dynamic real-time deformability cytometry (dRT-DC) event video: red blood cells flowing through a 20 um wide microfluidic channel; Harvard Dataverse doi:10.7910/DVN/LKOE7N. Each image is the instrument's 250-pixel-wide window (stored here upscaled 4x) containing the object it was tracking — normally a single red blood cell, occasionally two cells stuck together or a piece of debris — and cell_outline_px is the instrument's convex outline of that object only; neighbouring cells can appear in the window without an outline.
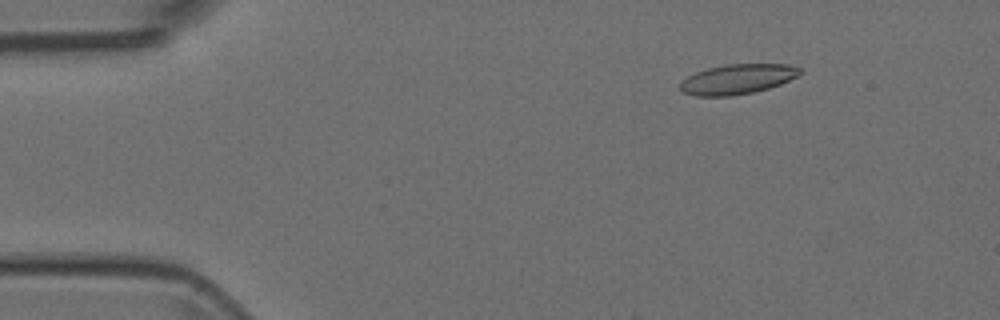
{"species": "Egyptian fruit bat (a non-hibernating species)", "species_latin": "Rousettus aegyptiacus", "temperature_condition": "room temperature", "stored_images_in_passage": 8, "camera_frame_rate_fps": 3000, "um_per_image_px": 0.085, "animal": {"sex": "female"}, "frame": {"image": 1, "passage_image": 2, "time_ms": 0.333, "image_size_px": [1000, 320], "cell_outline_px": [[804, 72], [780, 84], [768, 88], [752, 92], [732, 96], [696, 96], [684, 92], [680, 88], [680, 80], [696, 72], [708, 68], [724, 64], [788, 64], [800, 68]], "centroid_in_image_um": [62.67, 6.72], "position_along_channel_um": 22.3, "area_um2": 20.87}}
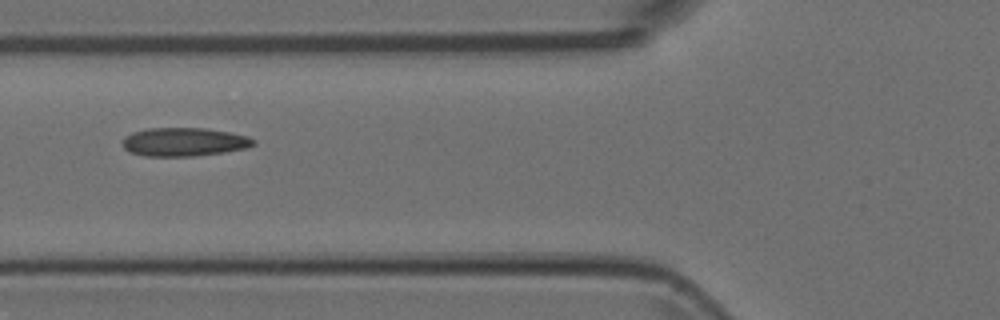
{"frame": {"image": 2, "passage_image": 5, "time_ms": 1.333, "image_size_px": [1000, 320], "cell_outline_px": [[256, 144], [244, 148], [224, 152], [192, 156], [144, 156], [128, 152], [124, 148], [120, 140], [124, 136], [132, 132], [148, 128], [204, 128], [232, 132], [248, 136], [256, 140]], "centroid_in_image_um": [15.61, 12.06], "position_along_channel_um": 110.2, "area_um2": 22.02}}
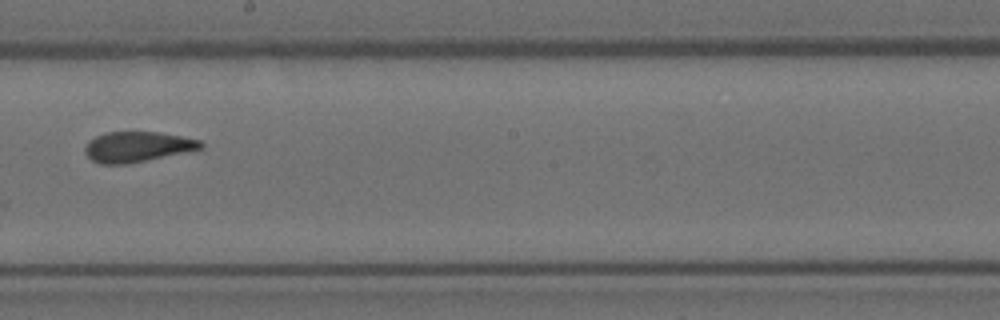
{"frame": {"image": 3, "passage_image": 8, "time_ms": 2.333, "image_size_px": [1000, 320], "cell_outline_px": [[204, 144], [200, 148], [144, 160], [124, 164], [100, 164], [92, 160], [84, 152], [84, 148], [96, 136], [108, 132], [156, 132], [180, 136], [200, 140]], "centroid_in_image_um": [11.62, 12.47], "position_along_channel_um": 236.6, "area_um2": 19.77}}